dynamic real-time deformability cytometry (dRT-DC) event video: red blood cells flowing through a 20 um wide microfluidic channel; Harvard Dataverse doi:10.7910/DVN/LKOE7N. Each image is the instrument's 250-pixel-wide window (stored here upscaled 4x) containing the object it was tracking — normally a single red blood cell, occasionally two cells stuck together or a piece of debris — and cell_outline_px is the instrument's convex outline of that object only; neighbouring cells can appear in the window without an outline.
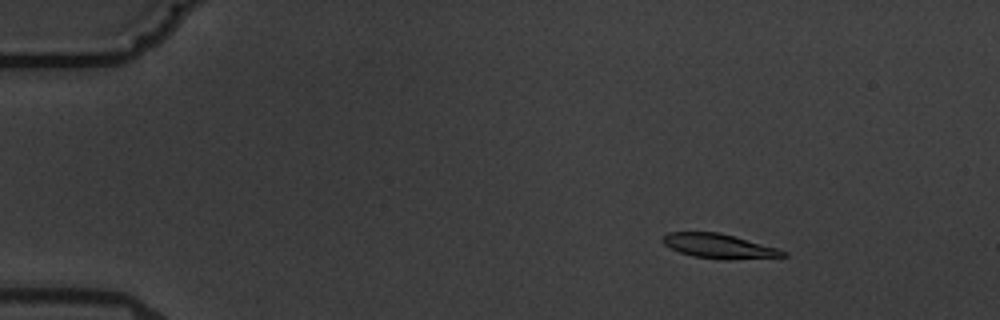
{"species": "common noctule bat (a hibernating species)", "species_latin": "Nyctalus noctula", "temperature_condition": "warm", "stored_images_in_passage": 6, "camera_frame_rate_fps": 3000, "um_per_image_px": 0.085, "animal": {"sex": "male", "body_mass_g": 19.5, "forearm_length_mm": 54.6}, "frame": {"image": 1, "passage_image": 3, "time_ms": 2.333, "image_size_px": [1000, 320], "cell_outline_px": [[788, 256], [728, 260], [720, 260], [692, 256], [680, 252], [664, 244], [660, 240], [668, 232], [720, 232], [776, 248], [788, 252]], "centroid_in_image_um": [61.11, 20.93], "position_along_channel_um": 23.9, "area_um2": 17.17}}
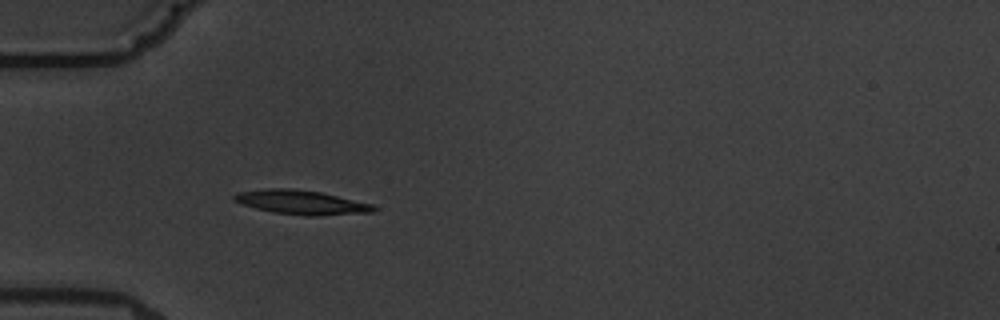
{"frame": {"image": 2, "passage_image": 6, "time_ms": 5.667, "image_size_px": [1000, 320], "cell_outline_px": [[376, 212], [316, 216], [304, 216], [276, 212], [256, 208], [232, 200], [232, 196], [236, 192], [264, 188], [288, 188], [320, 192], [372, 204], [376, 208]], "centroid_in_image_um": [25.6, 17.19], "position_along_channel_um": 59.4, "area_um2": 19.59}}